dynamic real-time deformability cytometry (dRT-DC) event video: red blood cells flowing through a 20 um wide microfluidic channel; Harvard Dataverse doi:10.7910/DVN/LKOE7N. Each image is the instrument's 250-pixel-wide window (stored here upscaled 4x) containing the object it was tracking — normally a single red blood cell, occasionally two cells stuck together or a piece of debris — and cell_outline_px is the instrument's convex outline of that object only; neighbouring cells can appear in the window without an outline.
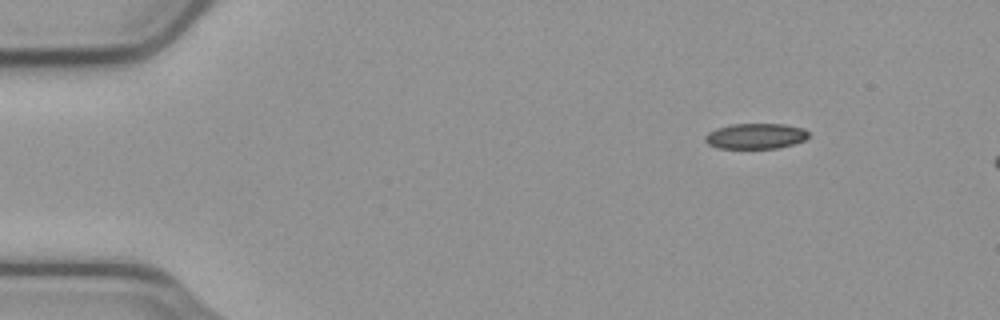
{"species": "common noctule bat (a hibernating species)", "species_latin": "Nyctalus noctula", "temperature_condition": "cold", "stored_images_in_passage": 6, "camera_frame_rate_fps": 3000, "um_per_image_px": 0.085, "animal": {"sex": "male", "body_mass_g": 23.1, "forearm_length_mm": 52.7}, "frame": {"image": 1, "passage_image": 1, "time_ms": 0.0, "image_size_px": [1000, 320], "cell_outline_px": [[808, 136], [804, 140], [792, 144], [776, 148], [720, 148], [708, 144], [704, 140], [704, 136], [708, 132], [716, 128], [732, 124], [784, 124], [804, 128], [808, 132]], "centroid_in_image_um": [64.2, 11.56], "position_along_channel_um": 20.8, "area_um2": 15.32}}